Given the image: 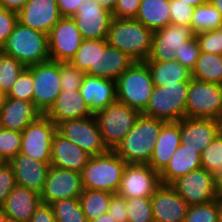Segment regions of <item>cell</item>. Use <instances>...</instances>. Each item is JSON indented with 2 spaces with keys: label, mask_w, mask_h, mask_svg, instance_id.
<instances>
[{
  "label": "cell",
  "mask_w": 222,
  "mask_h": 222,
  "mask_svg": "<svg viewBox=\"0 0 222 222\" xmlns=\"http://www.w3.org/2000/svg\"><path fill=\"white\" fill-rule=\"evenodd\" d=\"M166 123L140 114L134 127L115 147V153L126 163L148 164L158 135Z\"/></svg>",
  "instance_id": "6da1fadb"
},
{
  "label": "cell",
  "mask_w": 222,
  "mask_h": 222,
  "mask_svg": "<svg viewBox=\"0 0 222 222\" xmlns=\"http://www.w3.org/2000/svg\"><path fill=\"white\" fill-rule=\"evenodd\" d=\"M153 33L136 19L113 18L107 42L136 62H144L151 52Z\"/></svg>",
  "instance_id": "7a4b0ae2"
},
{
  "label": "cell",
  "mask_w": 222,
  "mask_h": 222,
  "mask_svg": "<svg viewBox=\"0 0 222 222\" xmlns=\"http://www.w3.org/2000/svg\"><path fill=\"white\" fill-rule=\"evenodd\" d=\"M126 164L114 150L91 156L81 172L83 188L116 194Z\"/></svg>",
  "instance_id": "3957f363"
},
{
  "label": "cell",
  "mask_w": 222,
  "mask_h": 222,
  "mask_svg": "<svg viewBox=\"0 0 222 222\" xmlns=\"http://www.w3.org/2000/svg\"><path fill=\"white\" fill-rule=\"evenodd\" d=\"M1 51L19 60L26 67L51 60L48 36L19 22Z\"/></svg>",
  "instance_id": "277c9868"
},
{
  "label": "cell",
  "mask_w": 222,
  "mask_h": 222,
  "mask_svg": "<svg viewBox=\"0 0 222 222\" xmlns=\"http://www.w3.org/2000/svg\"><path fill=\"white\" fill-rule=\"evenodd\" d=\"M155 84L145 62H135L117 80V100L142 113L153 94Z\"/></svg>",
  "instance_id": "5b68a950"
},
{
  "label": "cell",
  "mask_w": 222,
  "mask_h": 222,
  "mask_svg": "<svg viewBox=\"0 0 222 222\" xmlns=\"http://www.w3.org/2000/svg\"><path fill=\"white\" fill-rule=\"evenodd\" d=\"M189 84L190 81L166 87L155 86L149 103L141 114L165 122L182 120L185 118Z\"/></svg>",
  "instance_id": "8992f818"
},
{
  "label": "cell",
  "mask_w": 222,
  "mask_h": 222,
  "mask_svg": "<svg viewBox=\"0 0 222 222\" xmlns=\"http://www.w3.org/2000/svg\"><path fill=\"white\" fill-rule=\"evenodd\" d=\"M140 114L138 110L118 100L94 114L104 144L109 150H114L123 140Z\"/></svg>",
  "instance_id": "52a82bcc"
},
{
  "label": "cell",
  "mask_w": 222,
  "mask_h": 222,
  "mask_svg": "<svg viewBox=\"0 0 222 222\" xmlns=\"http://www.w3.org/2000/svg\"><path fill=\"white\" fill-rule=\"evenodd\" d=\"M185 117L222 119V85L192 78L189 84Z\"/></svg>",
  "instance_id": "ba28073f"
},
{
  "label": "cell",
  "mask_w": 222,
  "mask_h": 222,
  "mask_svg": "<svg viewBox=\"0 0 222 222\" xmlns=\"http://www.w3.org/2000/svg\"><path fill=\"white\" fill-rule=\"evenodd\" d=\"M56 132L57 125L45 114H42L21 132L22 141L19 154L50 163L52 140Z\"/></svg>",
  "instance_id": "9c48e42d"
},
{
  "label": "cell",
  "mask_w": 222,
  "mask_h": 222,
  "mask_svg": "<svg viewBox=\"0 0 222 222\" xmlns=\"http://www.w3.org/2000/svg\"><path fill=\"white\" fill-rule=\"evenodd\" d=\"M57 132L90 156L107 152L95 116L72 119L57 124Z\"/></svg>",
  "instance_id": "30bf717a"
},
{
  "label": "cell",
  "mask_w": 222,
  "mask_h": 222,
  "mask_svg": "<svg viewBox=\"0 0 222 222\" xmlns=\"http://www.w3.org/2000/svg\"><path fill=\"white\" fill-rule=\"evenodd\" d=\"M32 76L34 80L33 103L42 114H45L62 91L59 62L48 60L32 65Z\"/></svg>",
  "instance_id": "8fae6325"
},
{
  "label": "cell",
  "mask_w": 222,
  "mask_h": 222,
  "mask_svg": "<svg viewBox=\"0 0 222 222\" xmlns=\"http://www.w3.org/2000/svg\"><path fill=\"white\" fill-rule=\"evenodd\" d=\"M170 185L189 206L219 199L215 186V175L203 167L177 178Z\"/></svg>",
  "instance_id": "7c38bea8"
},
{
  "label": "cell",
  "mask_w": 222,
  "mask_h": 222,
  "mask_svg": "<svg viewBox=\"0 0 222 222\" xmlns=\"http://www.w3.org/2000/svg\"><path fill=\"white\" fill-rule=\"evenodd\" d=\"M161 184L159 172L148 164L127 163L116 194L126 199L151 198Z\"/></svg>",
  "instance_id": "4fadbf2b"
},
{
  "label": "cell",
  "mask_w": 222,
  "mask_h": 222,
  "mask_svg": "<svg viewBox=\"0 0 222 222\" xmlns=\"http://www.w3.org/2000/svg\"><path fill=\"white\" fill-rule=\"evenodd\" d=\"M83 191L80 172L51 166L40 199L51 204L61 199L80 198Z\"/></svg>",
  "instance_id": "5bb4252c"
},
{
  "label": "cell",
  "mask_w": 222,
  "mask_h": 222,
  "mask_svg": "<svg viewBox=\"0 0 222 222\" xmlns=\"http://www.w3.org/2000/svg\"><path fill=\"white\" fill-rule=\"evenodd\" d=\"M83 39H107L113 14L96 0H84L72 16Z\"/></svg>",
  "instance_id": "9a60e30c"
},
{
  "label": "cell",
  "mask_w": 222,
  "mask_h": 222,
  "mask_svg": "<svg viewBox=\"0 0 222 222\" xmlns=\"http://www.w3.org/2000/svg\"><path fill=\"white\" fill-rule=\"evenodd\" d=\"M47 36L50 58L58 62H69L83 41L72 17H62Z\"/></svg>",
  "instance_id": "2e32d148"
},
{
  "label": "cell",
  "mask_w": 222,
  "mask_h": 222,
  "mask_svg": "<svg viewBox=\"0 0 222 222\" xmlns=\"http://www.w3.org/2000/svg\"><path fill=\"white\" fill-rule=\"evenodd\" d=\"M194 36L190 26L171 23L154 31L151 52L145 61L166 62L173 60L175 51Z\"/></svg>",
  "instance_id": "e0dca14e"
},
{
  "label": "cell",
  "mask_w": 222,
  "mask_h": 222,
  "mask_svg": "<svg viewBox=\"0 0 222 222\" xmlns=\"http://www.w3.org/2000/svg\"><path fill=\"white\" fill-rule=\"evenodd\" d=\"M17 16L20 24L46 35L62 18L57 0H29Z\"/></svg>",
  "instance_id": "ac0fdd59"
},
{
  "label": "cell",
  "mask_w": 222,
  "mask_h": 222,
  "mask_svg": "<svg viewBox=\"0 0 222 222\" xmlns=\"http://www.w3.org/2000/svg\"><path fill=\"white\" fill-rule=\"evenodd\" d=\"M154 222H184L188 204L170 184H161L151 196Z\"/></svg>",
  "instance_id": "d6986e66"
},
{
  "label": "cell",
  "mask_w": 222,
  "mask_h": 222,
  "mask_svg": "<svg viewBox=\"0 0 222 222\" xmlns=\"http://www.w3.org/2000/svg\"><path fill=\"white\" fill-rule=\"evenodd\" d=\"M221 132V123L216 119L189 118L180 120V141L199 153Z\"/></svg>",
  "instance_id": "ffe728a7"
},
{
  "label": "cell",
  "mask_w": 222,
  "mask_h": 222,
  "mask_svg": "<svg viewBox=\"0 0 222 222\" xmlns=\"http://www.w3.org/2000/svg\"><path fill=\"white\" fill-rule=\"evenodd\" d=\"M13 169L17 186L42 192L44 183L51 167L50 163L31 159L23 154H17L8 162Z\"/></svg>",
  "instance_id": "44dd1931"
},
{
  "label": "cell",
  "mask_w": 222,
  "mask_h": 222,
  "mask_svg": "<svg viewBox=\"0 0 222 222\" xmlns=\"http://www.w3.org/2000/svg\"><path fill=\"white\" fill-rule=\"evenodd\" d=\"M80 95L93 114L117 100L116 81L84 74Z\"/></svg>",
  "instance_id": "7402d4cb"
},
{
  "label": "cell",
  "mask_w": 222,
  "mask_h": 222,
  "mask_svg": "<svg viewBox=\"0 0 222 222\" xmlns=\"http://www.w3.org/2000/svg\"><path fill=\"white\" fill-rule=\"evenodd\" d=\"M90 158L91 156L79 146L58 132L54 134L51 147V166L81 173Z\"/></svg>",
  "instance_id": "603a6c76"
},
{
  "label": "cell",
  "mask_w": 222,
  "mask_h": 222,
  "mask_svg": "<svg viewBox=\"0 0 222 222\" xmlns=\"http://www.w3.org/2000/svg\"><path fill=\"white\" fill-rule=\"evenodd\" d=\"M135 62L128 54L110 46L107 39L98 40L97 77L116 81Z\"/></svg>",
  "instance_id": "cb8c5ba5"
},
{
  "label": "cell",
  "mask_w": 222,
  "mask_h": 222,
  "mask_svg": "<svg viewBox=\"0 0 222 222\" xmlns=\"http://www.w3.org/2000/svg\"><path fill=\"white\" fill-rule=\"evenodd\" d=\"M41 115L33 102L6 97L0 112V125L4 129L22 132Z\"/></svg>",
  "instance_id": "d4e9b609"
},
{
  "label": "cell",
  "mask_w": 222,
  "mask_h": 222,
  "mask_svg": "<svg viewBox=\"0 0 222 222\" xmlns=\"http://www.w3.org/2000/svg\"><path fill=\"white\" fill-rule=\"evenodd\" d=\"M56 125L72 119L93 116L94 114L81 97L80 91H61L54 104L45 113Z\"/></svg>",
  "instance_id": "484cf974"
},
{
  "label": "cell",
  "mask_w": 222,
  "mask_h": 222,
  "mask_svg": "<svg viewBox=\"0 0 222 222\" xmlns=\"http://www.w3.org/2000/svg\"><path fill=\"white\" fill-rule=\"evenodd\" d=\"M41 202L38 192L16 185L7 196L3 209L9 222H29Z\"/></svg>",
  "instance_id": "4316f807"
},
{
  "label": "cell",
  "mask_w": 222,
  "mask_h": 222,
  "mask_svg": "<svg viewBox=\"0 0 222 222\" xmlns=\"http://www.w3.org/2000/svg\"><path fill=\"white\" fill-rule=\"evenodd\" d=\"M180 144V121L167 122L158 135L148 165L160 173Z\"/></svg>",
  "instance_id": "83f0119b"
},
{
  "label": "cell",
  "mask_w": 222,
  "mask_h": 222,
  "mask_svg": "<svg viewBox=\"0 0 222 222\" xmlns=\"http://www.w3.org/2000/svg\"><path fill=\"white\" fill-rule=\"evenodd\" d=\"M201 167V153L191 149L185 144H180L173 153L169 163L159 173L162 184H171L177 178L187 175Z\"/></svg>",
  "instance_id": "f1b7e54d"
},
{
  "label": "cell",
  "mask_w": 222,
  "mask_h": 222,
  "mask_svg": "<svg viewBox=\"0 0 222 222\" xmlns=\"http://www.w3.org/2000/svg\"><path fill=\"white\" fill-rule=\"evenodd\" d=\"M135 19L153 32L164 28L171 23L170 0H141Z\"/></svg>",
  "instance_id": "f546056e"
},
{
  "label": "cell",
  "mask_w": 222,
  "mask_h": 222,
  "mask_svg": "<svg viewBox=\"0 0 222 222\" xmlns=\"http://www.w3.org/2000/svg\"><path fill=\"white\" fill-rule=\"evenodd\" d=\"M152 75L155 86L177 84L178 82H188L192 79L191 71L183 67L175 59L166 62L144 61Z\"/></svg>",
  "instance_id": "4dcf8cb0"
},
{
  "label": "cell",
  "mask_w": 222,
  "mask_h": 222,
  "mask_svg": "<svg viewBox=\"0 0 222 222\" xmlns=\"http://www.w3.org/2000/svg\"><path fill=\"white\" fill-rule=\"evenodd\" d=\"M192 78L222 85V55L201 51Z\"/></svg>",
  "instance_id": "1f68e13d"
},
{
  "label": "cell",
  "mask_w": 222,
  "mask_h": 222,
  "mask_svg": "<svg viewBox=\"0 0 222 222\" xmlns=\"http://www.w3.org/2000/svg\"><path fill=\"white\" fill-rule=\"evenodd\" d=\"M113 195L107 191L84 189L79 200L87 220H94L107 213Z\"/></svg>",
  "instance_id": "d6a6232c"
},
{
  "label": "cell",
  "mask_w": 222,
  "mask_h": 222,
  "mask_svg": "<svg viewBox=\"0 0 222 222\" xmlns=\"http://www.w3.org/2000/svg\"><path fill=\"white\" fill-rule=\"evenodd\" d=\"M222 24L220 12L209 1L194 7L191 28L194 34L219 29Z\"/></svg>",
  "instance_id": "836d02e7"
},
{
  "label": "cell",
  "mask_w": 222,
  "mask_h": 222,
  "mask_svg": "<svg viewBox=\"0 0 222 222\" xmlns=\"http://www.w3.org/2000/svg\"><path fill=\"white\" fill-rule=\"evenodd\" d=\"M98 40L83 39L70 62L84 73L97 77Z\"/></svg>",
  "instance_id": "e575fe53"
},
{
  "label": "cell",
  "mask_w": 222,
  "mask_h": 222,
  "mask_svg": "<svg viewBox=\"0 0 222 222\" xmlns=\"http://www.w3.org/2000/svg\"><path fill=\"white\" fill-rule=\"evenodd\" d=\"M26 68L19 60L0 51V91L7 95L18 76Z\"/></svg>",
  "instance_id": "d590c367"
},
{
  "label": "cell",
  "mask_w": 222,
  "mask_h": 222,
  "mask_svg": "<svg viewBox=\"0 0 222 222\" xmlns=\"http://www.w3.org/2000/svg\"><path fill=\"white\" fill-rule=\"evenodd\" d=\"M51 206L57 222H88L79 198L57 200Z\"/></svg>",
  "instance_id": "8d00e7d4"
},
{
  "label": "cell",
  "mask_w": 222,
  "mask_h": 222,
  "mask_svg": "<svg viewBox=\"0 0 222 222\" xmlns=\"http://www.w3.org/2000/svg\"><path fill=\"white\" fill-rule=\"evenodd\" d=\"M222 217V199L188 206L184 222H219Z\"/></svg>",
  "instance_id": "74e56055"
},
{
  "label": "cell",
  "mask_w": 222,
  "mask_h": 222,
  "mask_svg": "<svg viewBox=\"0 0 222 222\" xmlns=\"http://www.w3.org/2000/svg\"><path fill=\"white\" fill-rule=\"evenodd\" d=\"M201 167L215 175L222 169V133L202 151Z\"/></svg>",
  "instance_id": "f35d334b"
},
{
  "label": "cell",
  "mask_w": 222,
  "mask_h": 222,
  "mask_svg": "<svg viewBox=\"0 0 222 222\" xmlns=\"http://www.w3.org/2000/svg\"><path fill=\"white\" fill-rule=\"evenodd\" d=\"M127 222H154L151 198L127 199Z\"/></svg>",
  "instance_id": "ab89813d"
},
{
  "label": "cell",
  "mask_w": 222,
  "mask_h": 222,
  "mask_svg": "<svg viewBox=\"0 0 222 222\" xmlns=\"http://www.w3.org/2000/svg\"><path fill=\"white\" fill-rule=\"evenodd\" d=\"M34 80L32 76V65L26 67L18 76L6 97L33 102Z\"/></svg>",
  "instance_id": "60d3db41"
},
{
  "label": "cell",
  "mask_w": 222,
  "mask_h": 222,
  "mask_svg": "<svg viewBox=\"0 0 222 222\" xmlns=\"http://www.w3.org/2000/svg\"><path fill=\"white\" fill-rule=\"evenodd\" d=\"M22 133L0 128V157L8 163L20 153Z\"/></svg>",
  "instance_id": "b9f144b4"
},
{
  "label": "cell",
  "mask_w": 222,
  "mask_h": 222,
  "mask_svg": "<svg viewBox=\"0 0 222 222\" xmlns=\"http://www.w3.org/2000/svg\"><path fill=\"white\" fill-rule=\"evenodd\" d=\"M59 69L62 91H79L85 73L70 61L59 62Z\"/></svg>",
  "instance_id": "7bdbcfd3"
},
{
  "label": "cell",
  "mask_w": 222,
  "mask_h": 222,
  "mask_svg": "<svg viewBox=\"0 0 222 222\" xmlns=\"http://www.w3.org/2000/svg\"><path fill=\"white\" fill-rule=\"evenodd\" d=\"M200 52L201 50L199 48L198 41L194 36L191 40L187 41L182 47H180L179 50L175 51L174 59L192 72Z\"/></svg>",
  "instance_id": "ee69618b"
},
{
  "label": "cell",
  "mask_w": 222,
  "mask_h": 222,
  "mask_svg": "<svg viewBox=\"0 0 222 222\" xmlns=\"http://www.w3.org/2000/svg\"><path fill=\"white\" fill-rule=\"evenodd\" d=\"M201 51L222 55V32L219 29L195 34Z\"/></svg>",
  "instance_id": "f6af8a7d"
},
{
  "label": "cell",
  "mask_w": 222,
  "mask_h": 222,
  "mask_svg": "<svg viewBox=\"0 0 222 222\" xmlns=\"http://www.w3.org/2000/svg\"><path fill=\"white\" fill-rule=\"evenodd\" d=\"M194 7L181 0H170L171 24L191 27Z\"/></svg>",
  "instance_id": "bcb514c9"
},
{
  "label": "cell",
  "mask_w": 222,
  "mask_h": 222,
  "mask_svg": "<svg viewBox=\"0 0 222 222\" xmlns=\"http://www.w3.org/2000/svg\"><path fill=\"white\" fill-rule=\"evenodd\" d=\"M17 23L18 16L16 12L0 8V51L4 48Z\"/></svg>",
  "instance_id": "7dc6e473"
},
{
  "label": "cell",
  "mask_w": 222,
  "mask_h": 222,
  "mask_svg": "<svg viewBox=\"0 0 222 222\" xmlns=\"http://www.w3.org/2000/svg\"><path fill=\"white\" fill-rule=\"evenodd\" d=\"M16 179L9 163L0 166V207H3L7 196L16 186Z\"/></svg>",
  "instance_id": "c3c4849f"
},
{
  "label": "cell",
  "mask_w": 222,
  "mask_h": 222,
  "mask_svg": "<svg viewBox=\"0 0 222 222\" xmlns=\"http://www.w3.org/2000/svg\"><path fill=\"white\" fill-rule=\"evenodd\" d=\"M141 0H117L112 12L113 18L135 19Z\"/></svg>",
  "instance_id": "681fc988"
},
{
  "label": "cell",
  "mask_w": 222,
  "mask_h": 222,
  "mask_svg": "<svg viewBox=\"0 0 222 222\" xmlns=\"http://www.w3.org/2000/svg\"><path fill=\"white\" fill-rule=\"evenodd\" d=\"M108 213L116 222H127V199L114 194L111 198Z\"/></svg>",
  "instance_id": "f907efd6"
},
{
  "label": "cell",
  "mask_w": 222,
  "mask_h": 222,
  "mask_svg": "<svg viewBox=\"0 0 222 222\" xmlns=\"http://www.w3.org/2000/svg\"><path fill=\"white\" fill-rule=\"evenodd\" d=\"M29 222H57L51 204L41 202Z\"/></svg>",
  "instance_id": "816d5d0a"
},
{
  "label": "cell",
  "mask_w": 222,
  "mask_h": 222,
  "mask_svg": "<svg viewBox=\"0 0 222 222\" xmlns=\"http://www.w3.org/2000/svg\"><path fill=\"white\" fill-rule=\"evenodd\" d=\"M84 0H57L59 12L62 17H72Z\"/></svg>",
  "instance_id": "f5cc1de1"
},
{
  "label": "cell",
  "mask_w": 222,
  "mask_h": 222,
  "mask_svg": "<svg viewBox=\"0 0 222 222\" xmlns=\"http://www.w3.org/2000/svg\"><path fill=\"white\" fill-rule=\"evenodd\" d=\"M29 0H0V8L18 13Z\"/></svg>",
  "instance_id": "db71d44e"
},
{
  "label": "cell",
  "mask_w": 222,
  "mask_h": 222,
  "mask_svg": "<svg viewBox=\"0 0 222 222\" xmlns=\"http://www.w3.org/2000/svg\"><path fill=\"white\" fill-rule=\"evenodd\" d=\"M215 186L218 197L222 199V169L215 174Z\"/></svg>",
  "instance_id": "11a10c76"
},
{
  "label": "cell",
  "mask_w": 222,
  "mask_h": 222,
  "mask_svg": "<svg viewBox=\"0 0 222 222\" xmlns=\"http://www.w3.org/2000/svg\"><path fill=\"white\" fill-rule=\"evenodd\" d=\"M99 4H101L104 8H106L107 10H110L111 12H113L116 4H117V0H96Z\"/></svg>",
  "instance_id": "9f6ffc18"
},
{
  "label": "cell",
  "mask_w": 222,
  "mask_h": 222,
  "mask_svg": "<svg viewBox=\"0 0 222 222\" xmlns=\"http://www.w3.org/2000/svg\"><path fill=\"white\" fill-rule=\"evenodd\" d=\"M88 222H116L109 213H104L100 217Z\"/></svg>",
  "instance_id": "6f0895ef"
},
{
  "label": "cell",
  "mask_w": 222,
  "mask_h": 222,
  "mask_svg": "<svg viewBox=\"0 0 222 222\" xmlns=\"http://www.w3.org/2000/svg\"><path fill=\"white\" fill-rule=\"evenodd\" d=\"M181 1L188 3L193 7H197L202 4L208 3L210 0H181Z\"/></svg>",
  "instance_id": "680465c9"
},
{
  "label": "cell",
  "mask_w": 222,
  "mask_h": 222,
  "mask_svg": "<svg viewBox=\"0 0 222 222\" xmlns=\"http://www.w3.org/2000/svg\"><path fill=\"white\" fill-rule=\"evenodd\" d=\"M214 7L220 12L222 17V0H210Z\"/></svg>",
  "instance_id": "91938a15"
},
{
  "label": "cell",
  "mask_w": 222,
  "mask_h": 222,
  "mask_svg": "<svg viewBox=\"0 0 222 222\" xmlns=\"http://www.w3.org/2000/svg\"><path fill=\"white\" fill-rule=\"evenodd\" d=\"M0 222H9L7 214L5 213L3 207H0Z\"/></svg>",
  "instance_id": "94428289"
},
{
  "label": "cell",
  "mask_w": 222,
  "mask_h": 222,
  "mask_svg": "<svg viewBox=\"0 0 222 222\" xmlns=\"http://www.w3.org/2000/svg\"><path fill=\"white\" fill-rule=\"evenodd\" d=\"M5 98H6V96H0V112L2 111Z\"/></svg>",
  "instance_id": "6125c7cd"
},
{
  "label": "cell",
  "mask_w": 222,
  "mask_h": 222,
  "mask_svg": "<svg viewBox=\"0 0 222 222\" xmlns=\"http://www.w3.org/2000/svg\"><path fill=\"white\" fill-rule=\"evenodd\" d=\"M5 162L3 161V159L0 157V166L3 165Z\"/></svg>",
  "instance_id": "be15d7a7"
},
{
  "label": "cell",
  "mask_w": 222,
  "mask_h": 222,
  "mask_svg": "<svg viewBox=\"0 0 222 222\" xmlns=\"http://www.w3.org/2000/svg\"><path fill=\"white\" fill-rule=\"evenodd\" d=\"M220 123H221V133H222V119L220 120Z\"/></svg>",
  "instance_id": "e7e4bbea"
},
{
  "label": "cell",
  "mask_w": 222,
  "mask_h": 222,
  "mask_svg": "<svg viewBox=\"0 0 222 222\" xmlns=\"http://www.w3.org/2000/svg\"><path fill=\"white\" fill-rule=\"evenodd\" d=\"M0 96H6V95H4V94L0 91Z\"/></svg>",
  "instance_id": "03108f58"
}]
</instances>
